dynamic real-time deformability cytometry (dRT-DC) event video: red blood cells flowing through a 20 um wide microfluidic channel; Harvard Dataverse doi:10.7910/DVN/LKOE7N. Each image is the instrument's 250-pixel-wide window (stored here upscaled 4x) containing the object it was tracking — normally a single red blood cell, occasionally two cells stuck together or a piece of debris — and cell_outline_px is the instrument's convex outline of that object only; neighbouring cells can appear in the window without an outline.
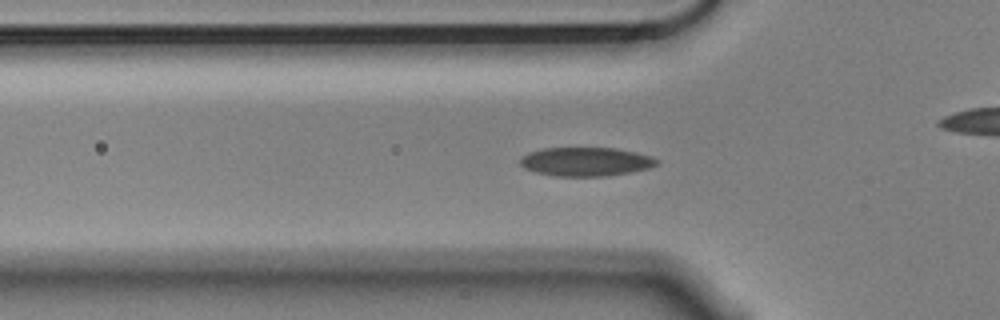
{"species": "Egyptian fruit bat (a non-hibernating species)", "species_latin": "Rousettus aegyptiacus", "temperature_condition": "cold", "stored_images_in_passage": 42, "camera_frame_rate_fps": 3000, "um_per_image_px": 0.085, "animal": {"sex": "male"}, "frame": {"image": 1, "passage_image": 3, "time_ms": 0.667, "image_size_px": [1000, 320], "cell_outline_px": [[660, 164], [648, 168], [608, 176], [552, 176], [536, 172], [524, 168], [520, 164], [520, 156], [528, 152], [544, 148], [616, 148], [636, 152], [652, 156], [660, 160]], "centroid_in_image_um": [49.79, 13.74], "position_along_channel_um": 76.0, "area_um2": 23.12}}
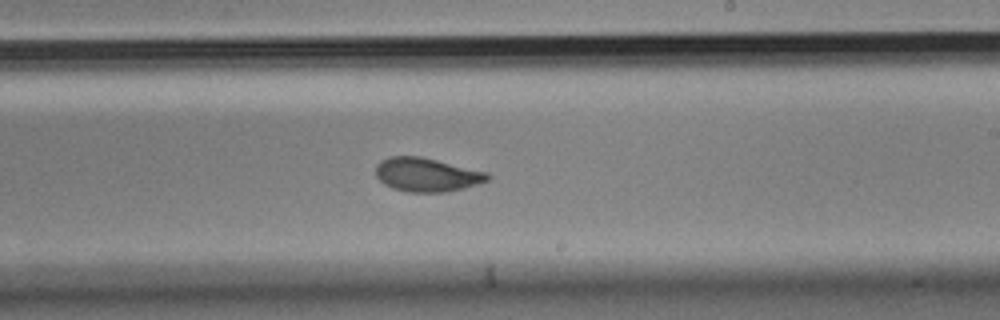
{"frame": {"image": 2, "passage_image": 18, "time_ms": 5.667, "image_size_px": [1000, 320], "cell_outline_px": [[492, 176], [488, 180], [480, 184], [448, 192], [408, 192], [392, 188], [384, 184], [376, 176], [376, 164], [380, 160], [392, 156], [420, 156], [488, 172]], "centroid_in_image_um": [36.29, 14.85], "position_along_channel_um": 252.7, "area_um2": 22.2}}
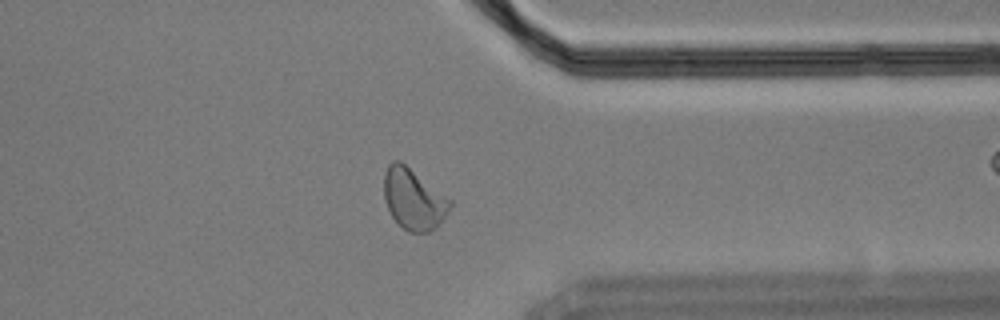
{"frame": {"image": 3, "passage_image": 29, "time_ms": 9.333, "image_size_px": [1000, 320], "cell_outline_px": [[452, 204], [448, 212], [440, 224], [436, 228], [428, 232], [408, 232], [392, 216], [384, 200], [384, 172], [388, 164], [392, 160], [400, 160], [452, 200]], "centroid_in_image_um": [35.15, 16.91], "position_along_channel_um": 376.2, "area_um2": 23.47}, "authors_computed_cell_mechanics": {"area_um2": 22.6287, "velocity_mm_per_s": 3.5194, "shape_relaxation_time_tau1_ms": 3.9072, "shape_relaxation_time_tau2_ms": 1.7049, "deformation_change_tau1": 0.1331, "deformation_change_tau2": 0.0551}}